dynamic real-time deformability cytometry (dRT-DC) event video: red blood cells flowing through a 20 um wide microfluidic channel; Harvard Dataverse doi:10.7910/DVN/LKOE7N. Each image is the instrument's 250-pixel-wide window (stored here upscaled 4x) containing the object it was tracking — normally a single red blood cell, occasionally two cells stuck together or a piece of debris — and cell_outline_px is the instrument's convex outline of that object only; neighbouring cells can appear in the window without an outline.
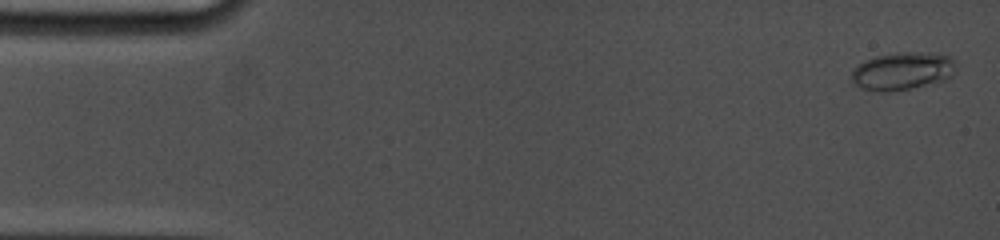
{"species": "common noctule bat (a hibernating species)", "species_latin": "Nyctalus noctula", "temperature_condition": "cold", "stored_images_in_passage": 32, "camera_frame_rate_fps": 5000, "um_per_image_px": 0.085, "animal": {"sex": "female", "body_mass_g": 19.0, "forearm_length_mm": 53.3}, "frame": {"image": 1, "passage_image": 1, "time_ms": 0.0, "image_size_px": [1000, 240], "cell_outline_px": [[956, 64], [952, 76], [948, 80], [888, 92], [876, 92], [852, 84], [852, 68], [864, 60], [876, 56], [896, 52], [936, 52], [952, 56], [956, 60]], "centroid_in_image_um": [76.74, 6.02], "position_along_channel_um": 8.3, "area_um2": 23.47}}
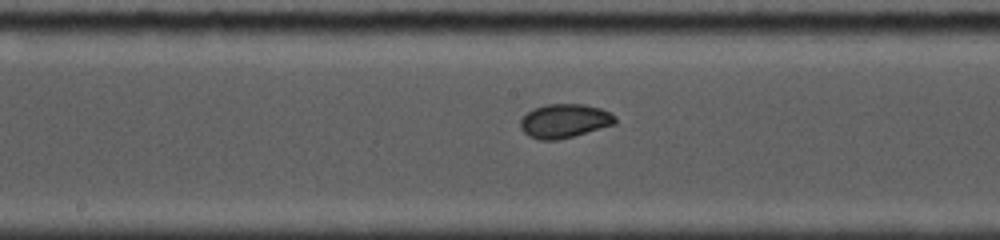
{"frame": {"image": 2, "passage_image": 20, "time_ms": 8.4, "image_size_px": [1000, 240], "cell_outline_px": [[616, 124], [572, 136], [556, 140], [540, 140], [528, 136], [520, 128], [520, 120], [528, 112], [544, 104], [584, 104], [600, 108], [616, 116]], "centroid_in_image_um": [47.97, 10.28], "position_along_channel_um": 200.2, "area_um2": 18.61}}
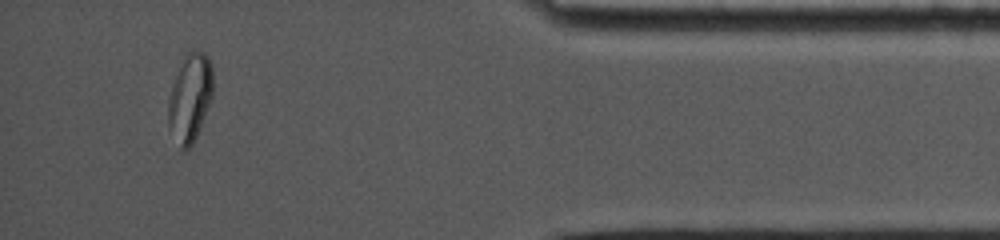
{"frame": {"image": 3, "passage_image": 31, "time_ms": 15.0, "image_size_px": [1000, 240], "cell_outline_px": [[212, 96], [200, 128], [192, 144], [184, 152], [180, 148], [168, 128], [168, 100], [172, 84], [184, 56], [192, 48], [204, 52], [208, 56], [212, 64]], "centroid_in_image_um": [16.14, 8.29], "position_along_channel_um": 419.1, "area_um2": 23.06}}